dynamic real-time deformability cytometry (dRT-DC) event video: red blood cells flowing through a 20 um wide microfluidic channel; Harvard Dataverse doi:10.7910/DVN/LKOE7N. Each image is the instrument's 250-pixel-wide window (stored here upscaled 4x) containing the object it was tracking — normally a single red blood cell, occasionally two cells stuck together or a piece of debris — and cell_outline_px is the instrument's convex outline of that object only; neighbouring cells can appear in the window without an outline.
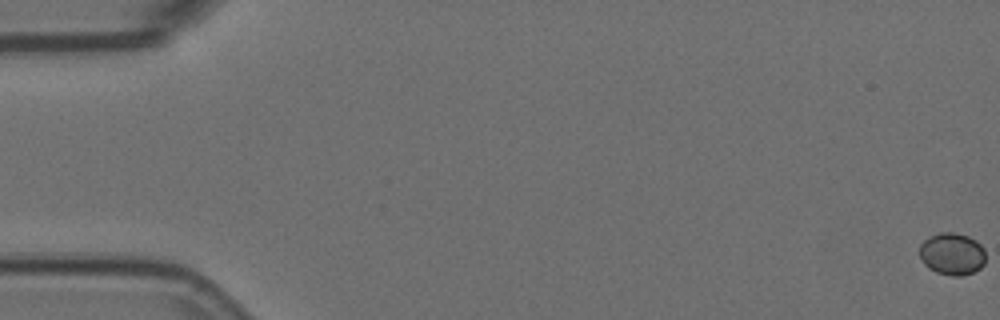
{"species": "Egyptian fruit bat (a non-hibernating species)", "species_latin": "Rousettus aegyptiacus", "temperature_condition": "room temperature", "stored_images_in_passage": 6, "camera_frame_rate_fps": 3000, "um_per_image_px": 0.085, "animal": {"sex": "female"}, "frame": {"image": 1, "passage_image": 1, "time_ms": 0.0, "image_size_px": [1000, 320], "cell_outline_px": [[984, 264], [980, 268], [964, 276], [952, 276], [936, 272], [928, 268], [924, 264], [920, 256], [920, 244], [928, 236], [940, 232], [952, 232], [968, 236], [976, 240], [984, 248]], "centroid_in_image_um": [80.92, 21.58], "position_along_channel_um": 4.1, "area_um2": 16.36}}
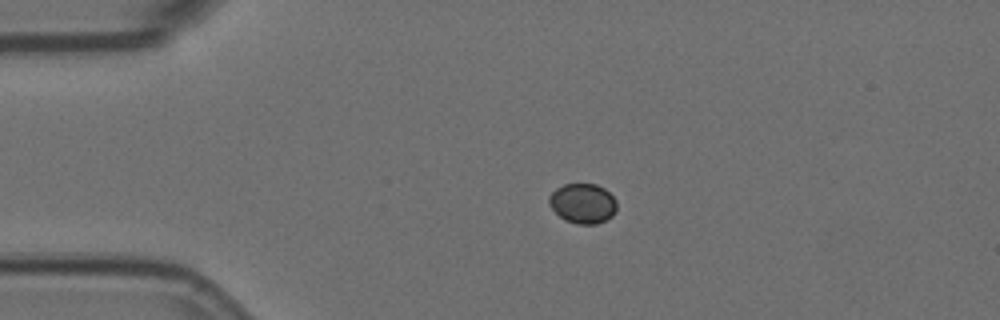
{"frame": {"image": 2, "passage_image": 5, "time_ms": 1.333, "image_size_px": [1000, 320], "cell_outline_px": [[616, 212], [612, 216], [596, 224], [576, 224], [564, 220], [548, 204], [548, 196], [556, 188], [564, 184], [596, 184], [604, 188], [616, 200]], "centroid_in_image_um": [49.52, 17.29], "position_along_channel_um": 35.5, "area_um2": 15.78}}